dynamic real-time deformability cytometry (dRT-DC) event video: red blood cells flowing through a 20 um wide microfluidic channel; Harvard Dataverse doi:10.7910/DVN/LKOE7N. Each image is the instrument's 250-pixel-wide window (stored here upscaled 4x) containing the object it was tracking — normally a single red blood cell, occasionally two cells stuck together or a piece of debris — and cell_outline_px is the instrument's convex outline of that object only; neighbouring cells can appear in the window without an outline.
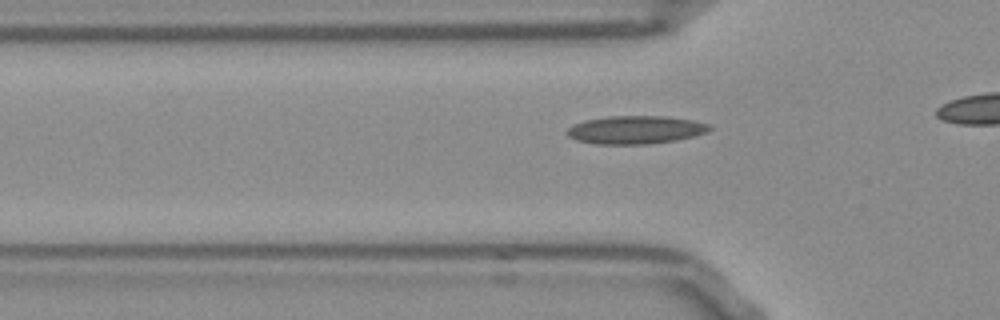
{"species": "Egyptian fruit bat (a non-hibernating species)", "species_latin": "Rousettus aegyptiacus", "temperature_condition": "room temperature", "stored_images_in_passage": 21, "camera_frame_rate_fps": 3000, "um_per_image_px": 0.085, "frame": {"image": 1, "passage_image": 12, "time_ms": 3.667, "image_size_px": [1000, 320], "cell_outline_px": [[712, 128], [708, 132], [696, 136], [676, 140], [648, 144], [592, 144], [576, 140], [568, 136], [564, 132], [572, 124], [584, 120], [608, 116], [668, 116], [692, 120], [712, 124]], "centroid_in_image_um": [54.02, 11.03], "position_along_channel_um": 71.8, "area_um2": 23.76}}
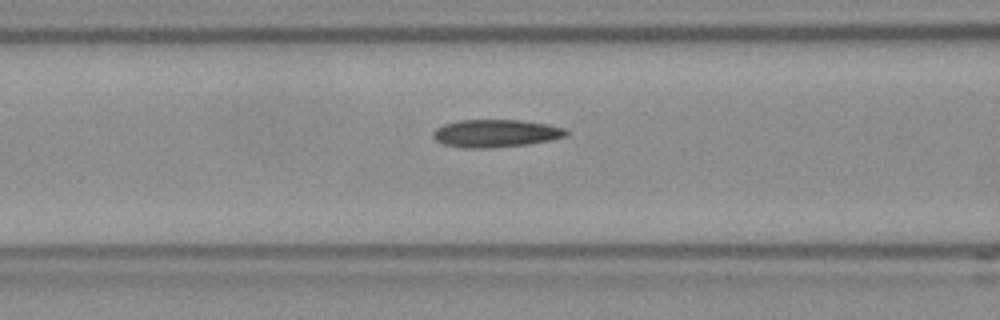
{"frame": {"image": 2, "passage_image": 16, "time_ms": 5.0, "image_size_px": [1000, 320], "cell_outline_px": [[568, 132], [564, 136], [548, 140], [528, 144], [492, 148], [464, 148], [444, 144], [436, 140], [432, 136], [432, 132], [436, 128], [444, 124], [460, 120], [520, 120], [548, 124], [564, 128]], "centroid_in_image_um": [42.09, 11.33], "position_along_channel_um": 124.5, "area_um2": 21.39}}